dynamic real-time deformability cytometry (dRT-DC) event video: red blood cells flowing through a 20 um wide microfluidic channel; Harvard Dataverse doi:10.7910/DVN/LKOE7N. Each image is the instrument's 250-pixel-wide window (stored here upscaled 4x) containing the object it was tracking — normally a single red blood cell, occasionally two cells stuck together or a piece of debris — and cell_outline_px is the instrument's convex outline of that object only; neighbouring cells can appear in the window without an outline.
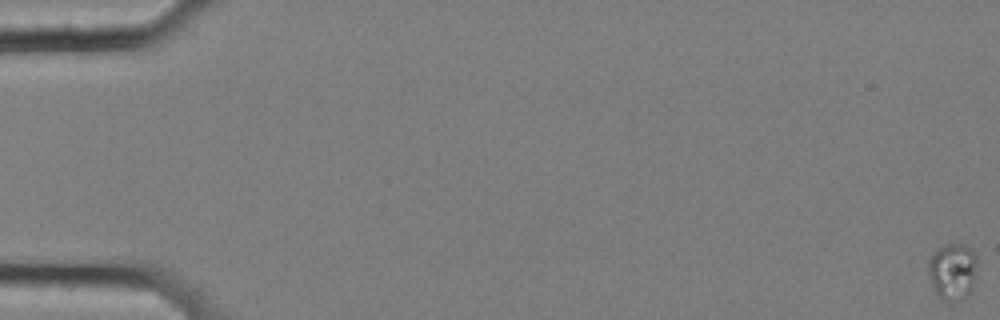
{"species": "common noctule bat (a hibernating species)", "species_latin": "Nyctalus noctula", "temperature_condition": "cold", "stored_images_in_passage": 61, "camera_frame_rate_fps": 3000, "um_per_image_px": 0.085, "animal": {"sex": "female", "body_mass_g": 25.1}, "frame": {"image": 1, "passage_image": 1, "time_ms": 0.0, "image_size_px": [1000, 320], "cell_outline_px": [[976, 280], [968, 296], [960, 300], [948, 304], [936, 292], [932, 284], [928, 272], [928, 260], [936, 248], [944, 244], [964, 244], [972, 248], [976, 256]], "centroid_in_image_um": [80.99, 23.07], "position_along_channel_um": 4.0, "area_um2": 16.59}}
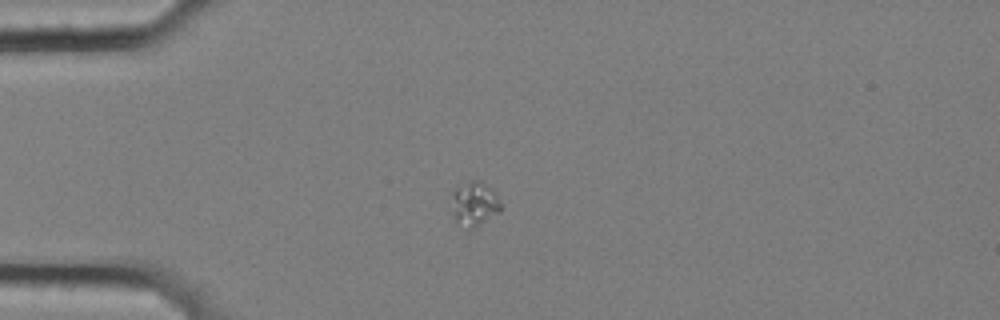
{"frame": {"image": 2, "passage_image": 18, "time_ms": 5.667, "image_size_px": [1000, 320], "cell_outline_px": [[504, 208], [500, 212], [468, 232], [452, 216], [452, 192], [456, 188], [472, 180], [480, 180], [492, 188]], "centroid_in_image_um": [40.34, 17.36], "position_along_channel_um": 44.7, "area_um2": 13.01}}
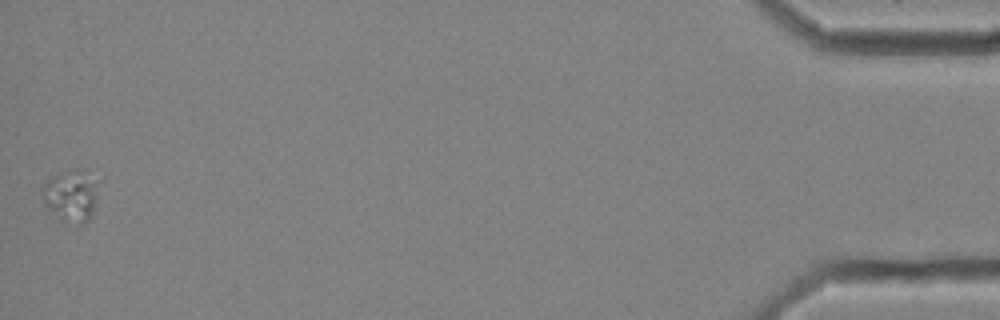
{"frame": {"image": 3, "passage_image": 61, "time_ms": 20.0, "image_size_px": [1000, 320], "cell_outline_px": [[104, 176], [92, 212], [88, 220], [84, 224], [80, 224], [60, 220], [48, 208], [44, 200], [40, 188], [48, 180], [72, 168], [80, 168]], "centroid_in_image_um": [6.17, 16.55], "position_along_channel_um": 429.0, "area_um2": 17.74}}